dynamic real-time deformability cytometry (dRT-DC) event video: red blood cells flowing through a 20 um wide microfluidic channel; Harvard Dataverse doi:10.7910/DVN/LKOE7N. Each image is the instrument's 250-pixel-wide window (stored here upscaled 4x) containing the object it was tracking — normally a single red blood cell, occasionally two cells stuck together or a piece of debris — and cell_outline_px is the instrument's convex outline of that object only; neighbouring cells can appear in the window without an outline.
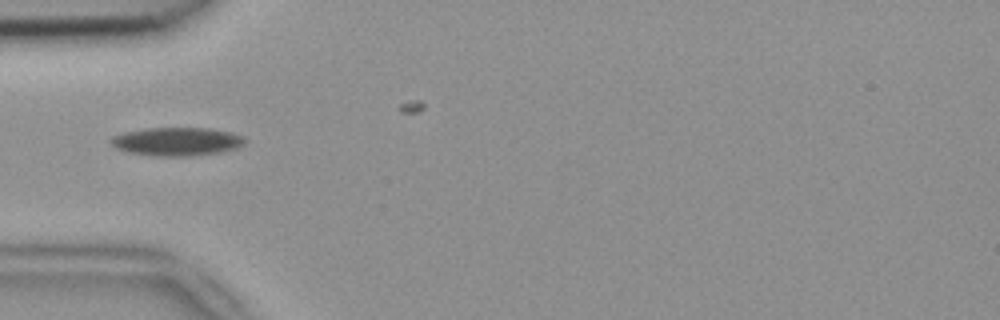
{"species": "common noctule bat (a hibernating species)", "species_latin": "Nyctalus noctula", "temperature_condition": "room temperature", "stored_images_in_passage": 5, "camera_frame_rate_fps": 3000, "um_per_image_px": 0.085, "animal": {"sex": "female", "body_mass_g": 18.4}, "frame": {"image": 1, "passage_image": 1, "time_ms": 0.0, "image_size_px": [1000, 320], "cell_outline_px": [[248, 140], [240, 148], [220, 152], [192, 156], [156, 156], [128, 152], [116, 148], [112, 144], [112, 136], [124, 132], [148, 128], [208, 128], [232, 132], [244, 136]], "centroid_in_image_um": [15.11, 12.03], "position_along_channel_um": 69.9, "area_um2": 22.31}}
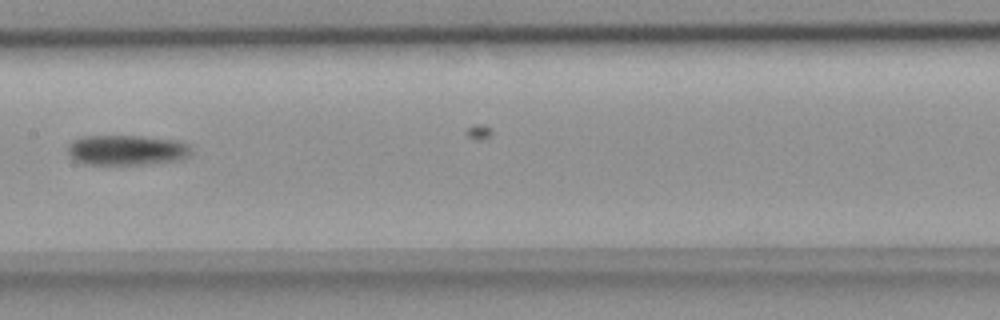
{"frame": {"image": 2, "passage_image": 4, "time_ms": 1.0, "image_size_px": [1000, 320], "cell_outline_px": [[192, 152], [188, 156], [180, 160], [156, 164], [120, 168], [84, 164], [72, 160], [68, 152], [68, 144], [72, 140], [84, 136], [140, 136], [176, 140], [188, 144], [192, 148]], "centroid_in_image_um": [10.75, 12.82], "position_along_channel_um": 196.6, "area_um2": 23.06}}